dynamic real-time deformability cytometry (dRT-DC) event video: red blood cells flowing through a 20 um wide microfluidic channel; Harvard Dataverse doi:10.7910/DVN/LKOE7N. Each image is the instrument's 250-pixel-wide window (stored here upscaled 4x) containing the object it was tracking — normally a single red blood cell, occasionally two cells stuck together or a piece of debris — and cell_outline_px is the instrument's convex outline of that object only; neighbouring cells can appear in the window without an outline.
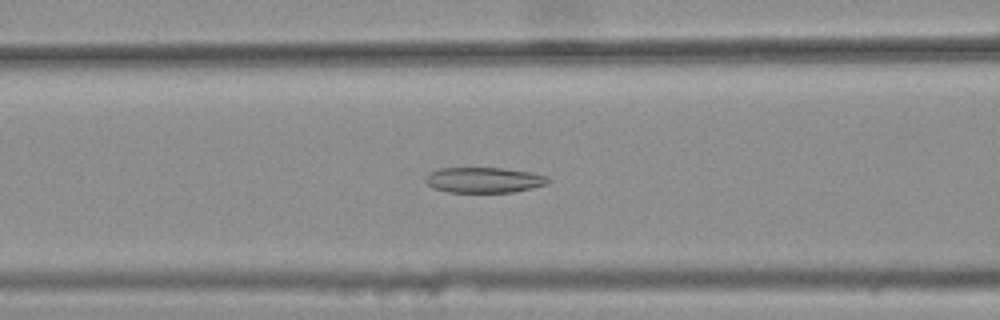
{"species": "common noctule bat (a hibernating species)", "species_latin": "Nyctalus noctula", "temperature_condition": "warm", "stored_images_in_passage": 45, "camera_frame_rate_fps": 3000, "um_per_image_px": 0.085, "animal": {"sex": "female", "body_mass_g": 25.1}, "frame": {"image": 1, "passage_image": 20, "time_ms": 6.333, "image_size_px": [1000, 320], "cell_outline_px": [[552, 180], [548, 184], [532, 188], [512, 192], [448, 192], [432, 188], [424, 180], [428, 172], [440, 168], [504, 168], [532, 172], [548, 176]], "centroid_in_image_um": [41.16, 15.29], "position_along_channel_um": 125.4, "area_um2": 18.44}}
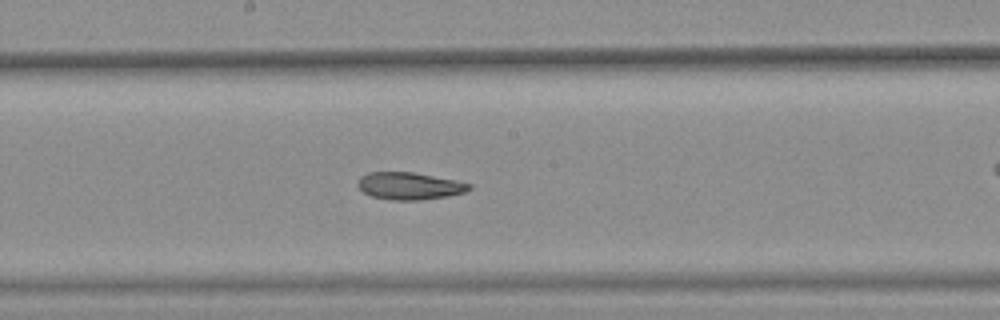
{"frame": {"image": 2, "passage_image": 27, "time_ms": 8.667, "image_size_px": [1000, 320], "cell_outline_px": [[472, 188], [464, 192], [448, 196], [420, 200], [392, 200], [372, 196], [364, 192], [356, 184], [360, 176], [368, 172], [412, 172], [456, 180], [472, 184]], "centroid_in_image_um": [34.8, 15.8], "position_along_channel_um": 213.4, "area_um2": 17.69}}
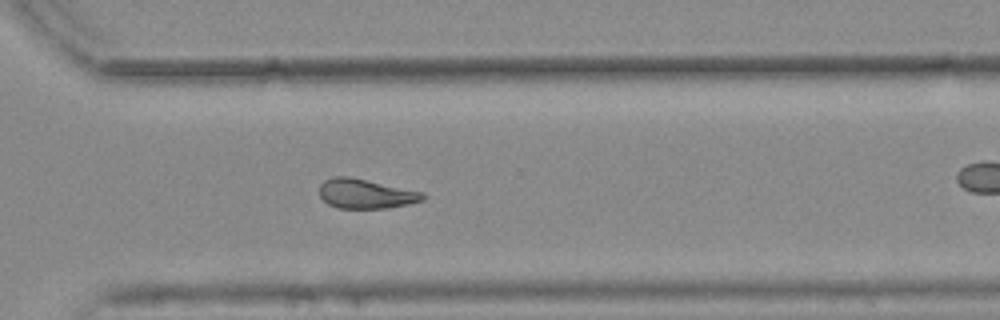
{"frame": {"image": 3, "passage_image": 37, "time_ms": 12.0, "image_size_px": [1000, 320], "cell_outline_px": [[424, 200], [408, 204], [388, 208], [336, 208], [328, 204], [320, 196], [320, 184], [324, 180], [332, 176], [352, 176], [424, 192]], "centroid_in_image_um": [31.08, 16.45], "position_along_channel_um": 339.5, "area_um2": 18.03}, "authors_computed_cell_mechanics": {"area_um2": 18.4382, "velocity_mm_per_s": 3.7798, "shape_relaxation_time_tau1_ms": null, "shape_relaxation_time_tau2_ms": 4.1285, "deformation_change_tau1": null, "deformation_change_tau2": 0.1157}}